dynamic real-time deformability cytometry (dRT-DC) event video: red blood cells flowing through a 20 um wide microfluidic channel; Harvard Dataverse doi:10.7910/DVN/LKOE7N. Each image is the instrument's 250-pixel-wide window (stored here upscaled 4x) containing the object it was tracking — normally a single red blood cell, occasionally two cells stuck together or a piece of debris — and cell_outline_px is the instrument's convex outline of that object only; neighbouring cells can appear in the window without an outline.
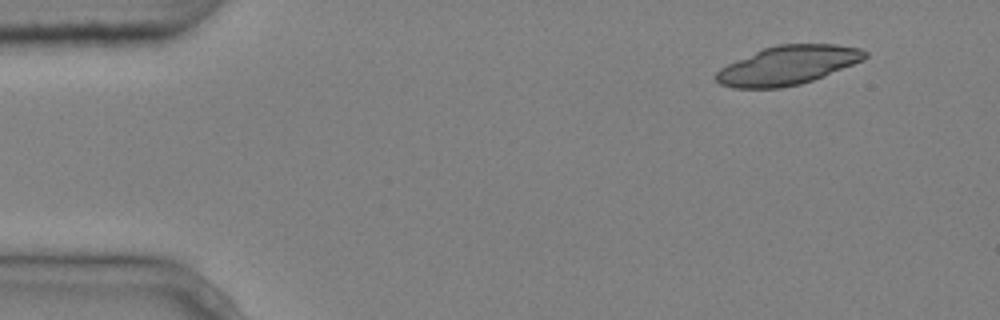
{"species": "common noctule bat (a hibernating species)", "species_latin": "Nyctalus noctula", "temperature_condition": "cold", "stored_images_in_passage": 3, "camera_frame_rate_fps": 3000, "um_per_image_px": 0.085, "animal": {"sex": "male", "body_mass_g": 20.4}, "frame": {"image": 1, "passage_image": 3, "time_ms": 0.667, "image_size_px": [1000, 320], "cell_outline_px": [[868, 56], [864, 60], [824, 76], [800, 84], [780, 88], [732, 88], [720, 84], [716, 80], [716, 72], [720, 68], [728, 64], [764, 48], [776, 44], [836, 44], [860, 48], [868, 52]], "centroid_in_image_um": [66.99, 5.55], "position_along_channel_um": 18.0, "area_um2": 33.64}}